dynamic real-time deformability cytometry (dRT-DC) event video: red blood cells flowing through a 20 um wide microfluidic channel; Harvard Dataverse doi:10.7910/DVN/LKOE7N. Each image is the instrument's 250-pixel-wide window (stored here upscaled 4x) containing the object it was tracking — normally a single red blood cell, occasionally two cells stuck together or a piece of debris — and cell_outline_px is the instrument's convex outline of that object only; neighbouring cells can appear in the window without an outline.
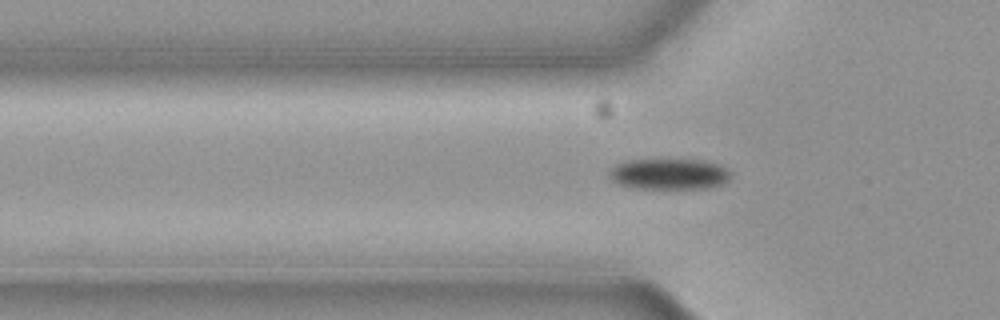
{"species": "common noctule bat (a hibernating species)", "species_latin": "Nyctalus noctula", "temperature_condition": "cold", "stored_images_in_passage": 57, "segment_of_instrument_passage": [1, 2], "camera_frame_rate_fps": 3000, "um_per_image_px": 0.085, "animal": {"sex": "female", "body_mass_g": 19.3, "forearm_length_mm": 54.1}, "frame": {"image": 1, "passage_image": 18, "time_ms": 5.667, "image_size_px": [1000, 320], "cell_outline_px": [[732, 172], [728, 180], [724, 184], [708, 188], [628, 188], [612, 180], [608, 176], [608, 172], [616, 164], [628, 160], [696, 160], [720, 164]], "centroid_in_image_um": [56.88, 14.8], "position_along_channel_um": 68.9, "area_um2": 21.91}}
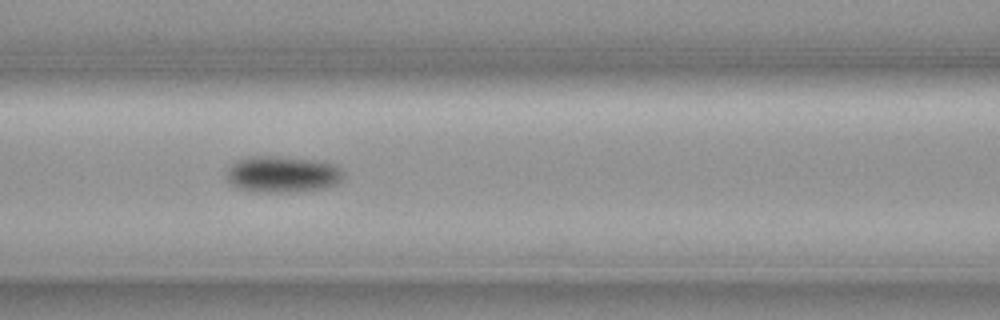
{"frame": {"image": 2, "passage_image": 24, "time_ms": 7.667, "image_size_px": [1000, 320], "cell_outline_px": [[344, 176], [336, 184], [324, 188], [292, 192], [264, 192], [236, 188], [224, 176], [224, 172], [236, 160], [252, 156], [276, 156], [312, 160], [332, 164], [340, 168], [344, 172]], "centroid_in_image_um": [23.96, 14.81], "position_along_channel_um": 142.6, "area_um2": 24.8}}
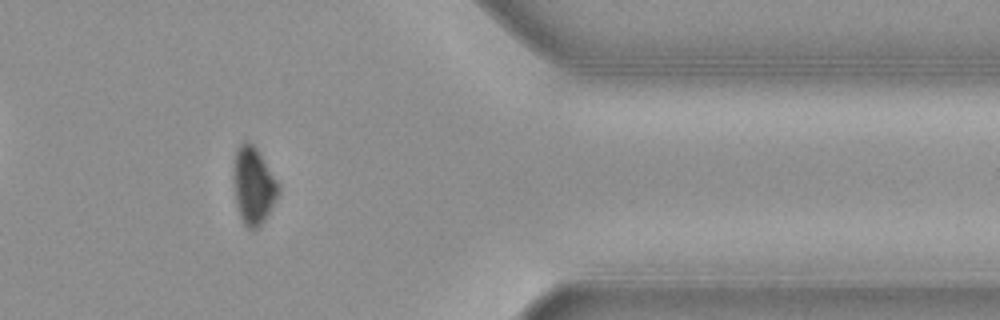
{"frame": {"image": 3, "passage_image": 46, "time_ms": 15.0, "image_size_px": [1000, 320], "cell_outline_px": [[280, 192], [276, 200], [260, 228], [252, 232], [244, 224], [240, 216], [236, 200], [232, 176], [232, 160], [236, 148], [244, 140], [248, 140], [260, 152], [280, 184]], "centroid_in_image_um": [21.53, 15.75], "position_along_channel_um": 389.9, "area_um2": 20.92}}